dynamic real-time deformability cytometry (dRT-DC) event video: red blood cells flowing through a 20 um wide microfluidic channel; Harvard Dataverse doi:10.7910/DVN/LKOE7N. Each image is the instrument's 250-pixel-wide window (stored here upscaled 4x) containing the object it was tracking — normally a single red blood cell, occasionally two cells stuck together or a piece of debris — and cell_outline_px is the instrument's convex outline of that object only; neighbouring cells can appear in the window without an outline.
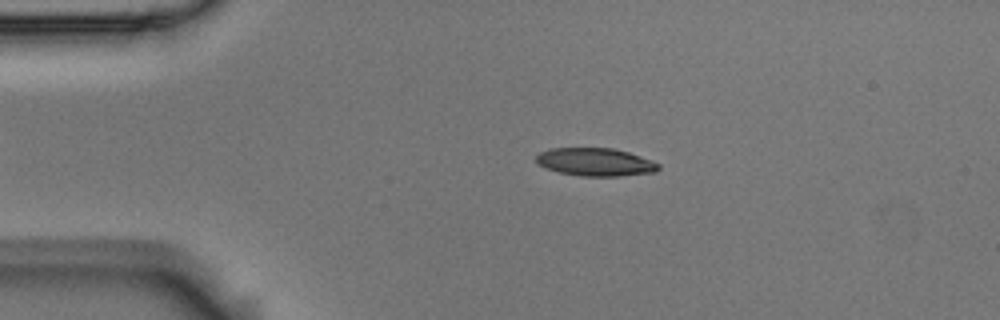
{"species": "Egyptian fruit bat (a non-hibernating species)", "species_latin": "Rousettus aegyptiacus", "temperature_condition": "room temperature", "stored_images_in_passage": 4, "camera_frame_rate_fps": 3000, "um_per_image_px": 0.085, "animal": {"sex": "male"}, "frame": {"image": 1, "passage_image": 3, "time_ms": 0.667, "image_size_px": [1000, 320], "cell_outline_px": [[660, 168], [656, 172], [620, 176], [580, 176], [560, 172], [548, 168], [540, 164], [536, 160], [536, 156], [540, 152], [552, 148], [612, 148], [628, 152], [652, 160], [660, 164]], "centroid_in_image_um": [50.66, 13.77], "position_along_channel_um": 34.3, "area_um2": 19.83}}